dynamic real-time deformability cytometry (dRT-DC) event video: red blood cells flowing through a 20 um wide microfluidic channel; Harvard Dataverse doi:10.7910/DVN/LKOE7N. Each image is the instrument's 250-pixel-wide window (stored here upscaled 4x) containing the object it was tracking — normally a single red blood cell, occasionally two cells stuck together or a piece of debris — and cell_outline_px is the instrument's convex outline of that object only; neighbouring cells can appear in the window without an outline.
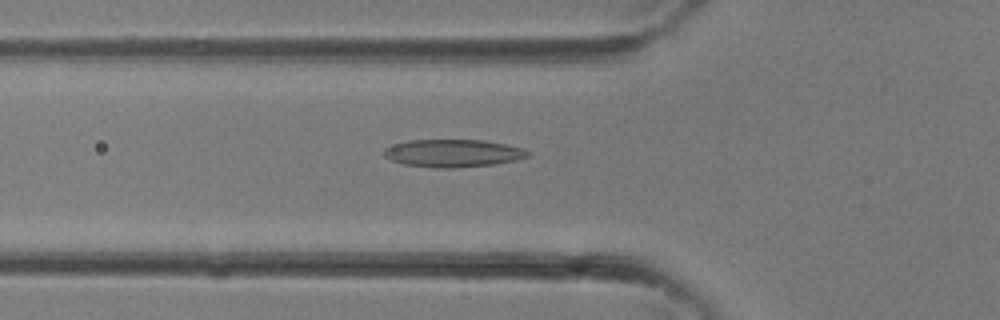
{"species": "common noctule bat (a hibernating species)", "species_latin": "Nyctalus noctula", "temperature_condition": "room temperature", "stored_images_in_passage": 34, "camera_frame_rate_fps": 3000, "um_per_image_px": 0.085, "animal": {"sex": "female"}, "frame": {"image": 1, "passage_image": 12, "time_ms": 3.667, "image_size_px": [1000, 320], "cell_outline_px": [[528, 156], [516, 160], [492, 164], [452, 168], [436, 168], [404, 164], [392, 160], [384, 156], [384, 148], [408, 140], [484, 140], [524, 148], [528, 152]], "centroid_in_image_um": [38.49, 13.02], "position_along_channel_um": 87.3, "area_um2": 22.95}}
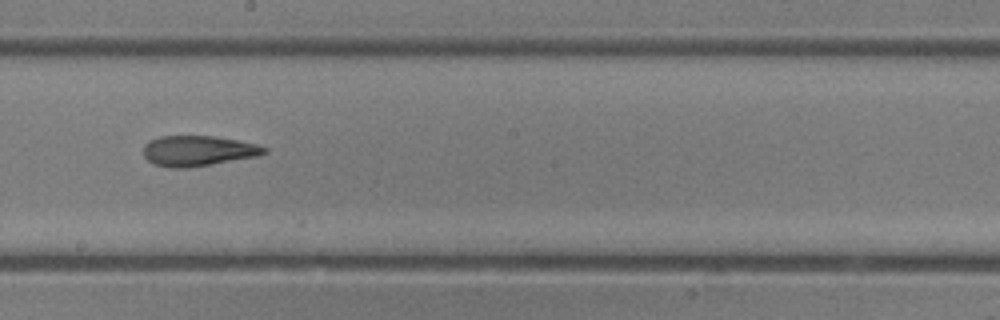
{"frame": {"image": 2, "passage_image": 19, "time_ms": 6.0, "image_size_px": [1000, 320], "cell_outline_px": [[268, 152], [256, 156], [212, 164], [188, 168], [172, 168], [152, 164], [144, 156], [144, 144], [148, 140], [160, 136], [212, 136], [236, 140], [256, 144], [268, 148]], "centroid_in_image_um": [16.8, 12.82], "position_along_channel_um": 231.4, "area_um2": 21.39}}
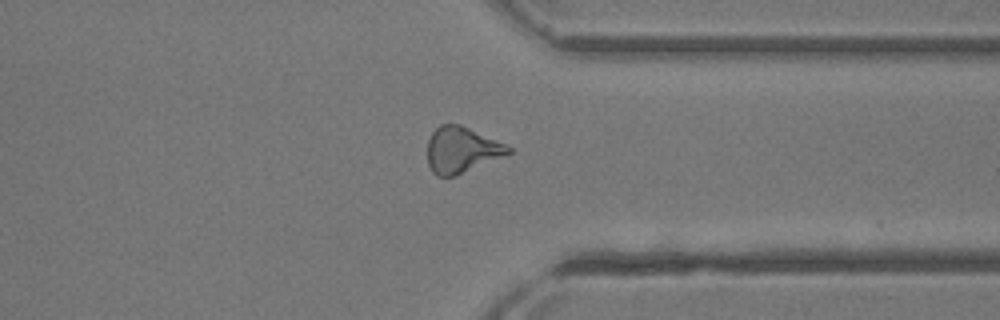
{"frame": {"image": 3, "passage_image": 26, "time_ms": 8.333, "image_size_px": [1000, 320], "cell_outline_px": [[512, 152], [456, 176], [436, 176], [432, 172], [428, 164], [428, 140], [432, 132], [440, 124], [460, 124], [496, 140], [512, 148]], "centroid_in_image_um": [39.2, 12.74], "position_along_channel_um": 372.2, "area_um2": 21.44}}